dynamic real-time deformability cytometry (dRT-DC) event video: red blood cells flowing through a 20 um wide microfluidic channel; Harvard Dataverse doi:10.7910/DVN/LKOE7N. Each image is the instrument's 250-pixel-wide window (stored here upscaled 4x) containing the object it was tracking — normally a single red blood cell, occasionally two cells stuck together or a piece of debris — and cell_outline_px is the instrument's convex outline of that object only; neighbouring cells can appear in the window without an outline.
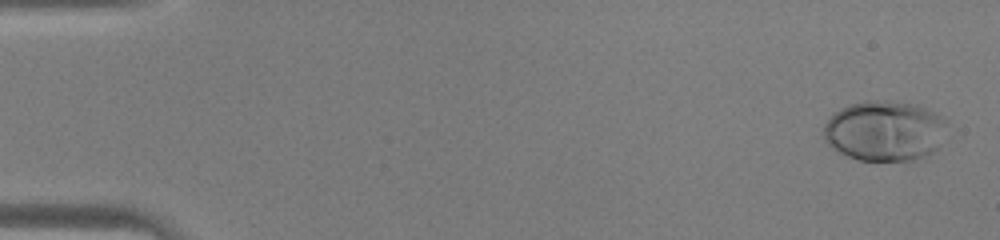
{"species": "human", "species_latin": "Homo sapiens", "temperature_condition": "warm", "stored_images_in_passage": 14, "camera_frame_rate_fps": 3000, "um_per_image_px": 0.085, "donor": {"sex": "male"}, "frame": {"image": 1, "passage_image": 1, "time_ms": 0.0, "image_size_px": [1000, 240], "cell_outline_px": [[940, 120], [936, 148], [932, 152], [924, 156], [908, 160], [856, 160], [832, 148], [824, 140], [824, 124], [840, 108], [848, 104], [864, 100], [876, 100], [916, 104], [940, 116]], "centroid_in_image_um": [75.03, 11.11], "position_along_channel_um": 10.0, "area_um2": 41.96}}